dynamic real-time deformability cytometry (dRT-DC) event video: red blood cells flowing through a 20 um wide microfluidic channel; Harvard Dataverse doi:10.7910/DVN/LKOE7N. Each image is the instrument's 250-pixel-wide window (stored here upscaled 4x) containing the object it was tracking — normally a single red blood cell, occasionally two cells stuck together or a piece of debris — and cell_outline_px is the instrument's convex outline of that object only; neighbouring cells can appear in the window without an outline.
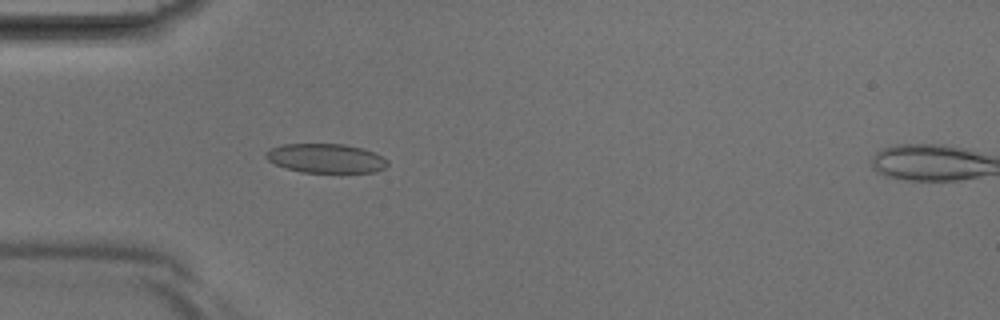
{"species": "Egyptian fruit bat (a non-hibernating species)", "species_latin": "Rousettus aegyptiacus", "temperature_condition": "room temperature", "stored_images_in_passage": 40, "camera_frame_rate_fps": 3000, "um_per_image_px": 0.085, "animal": {"sex": "male"}, "frame": {"image": 1, "passage_image": 12, "time_ms": 3.667, "image_size_px": [1000, 320], "cell_outline_px": [[388, 164], [384, 168], [376, 172], [300, 172], [276, 164], [268, 160], [264, 156], [264, 152], [272, 148], [284, 144], [344, 144], [364, 148], [384, 156], [388, 160]], "centroid_in_image_um": [27.74, 13.45], "position_along_channel_um": 57.3, "area_um2": 20.75}}
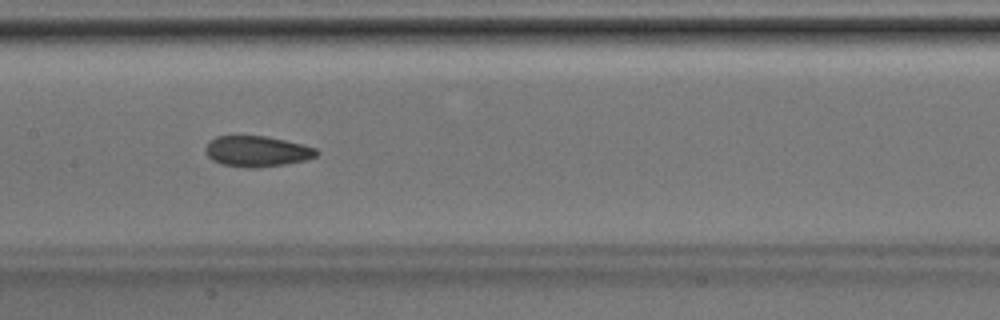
{"frame": {"image": 2, "passage_image": 20, "time_ms": 6.333, "image_size_px": [1000, 320], "cell_outline_px": [[320, 152], [316, 156], [308, 160], [284, 164], [256, 168], [244, 168], [220, 164], [212, 160], [208, 156], [204, 148], [208, 140], [216, 136], [268, 136], [316, 148]], "centroid_in_image_um": [21.82, 12.87], "position_along_channel_um": 185.6, "area_um2": 20.11}}
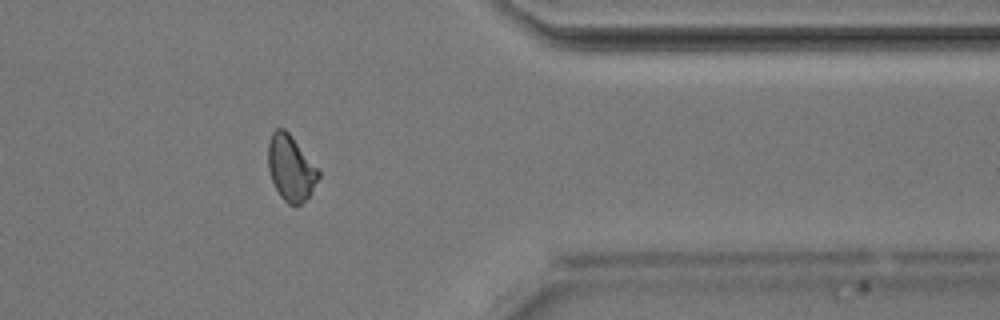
{"frame": {"image": 3, "passage_image": 33, "time_ms": 10.667, "image_size_px": [1000, 320], "cell_outline_px": [[320, 176], [308, 196], [300, 204], [288, 204], [280, 196], [272, 180], [268, 168], [268, 144], [272, 132], [276, 128], [284, 128], [292, 136], [320, 172]], "centroid_in_image_um": [24.7, 14.26], "position_along_channel_um": 386.7, "area_um2": 18.9}}